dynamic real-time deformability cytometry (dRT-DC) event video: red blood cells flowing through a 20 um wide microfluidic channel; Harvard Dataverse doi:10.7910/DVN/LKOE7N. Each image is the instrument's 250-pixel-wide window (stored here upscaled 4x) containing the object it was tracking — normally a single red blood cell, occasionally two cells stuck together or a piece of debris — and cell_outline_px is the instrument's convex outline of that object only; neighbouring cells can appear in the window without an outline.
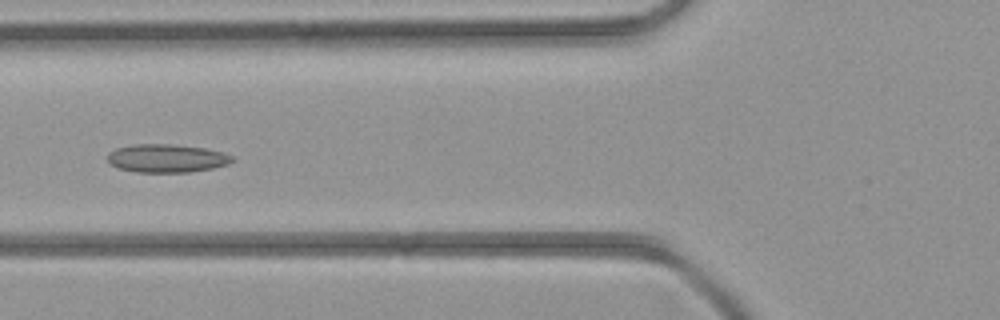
{"species": "common noctule bat (a hibernating species)", "species_latin": "Nyctalus noctula", "temperature_condition": "room temperature", "stored_images_in_passage": 5, "camera_frame_rate_fps": 3000, "um_per_image_px": 0.085, "animal": {"sex": "female", "body_mass_g": 21.9}, "frame": {"image": 1, "passage_image": 5, "time_ms": 4.333, "image_size_px": [1000, 320], "cell_outline_px": [[236, 160], [228, 164], [212, 168], [188, 172], [136, 172], [120, 168], [108, 164], [108, 152], [116, 148], [136, 144], [172, 144], [204, 148], [224, 152], [236, 156]], "centroid_in_image_um": [14.2, 13.45], "position_along_channel_um": 111.6, "area_um2": 20.69}}